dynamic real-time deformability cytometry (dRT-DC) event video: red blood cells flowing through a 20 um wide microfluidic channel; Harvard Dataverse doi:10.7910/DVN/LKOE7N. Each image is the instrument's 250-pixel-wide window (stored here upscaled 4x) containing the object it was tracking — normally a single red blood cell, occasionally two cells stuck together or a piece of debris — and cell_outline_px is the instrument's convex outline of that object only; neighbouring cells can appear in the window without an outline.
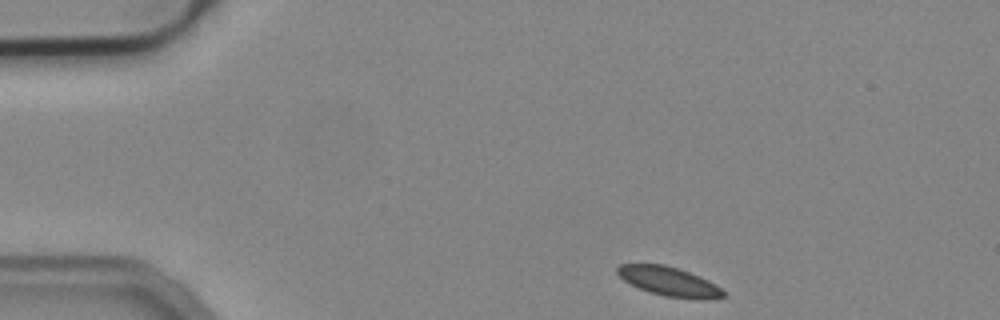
{"species": "common noctule bat (a hibernating species)", "species_latin": "Nyctalus noctula", "temperature_condition": "cold", "stored_images_in_passage": 46, "camera_frame_rate_fps": 3000, "um_per_image_px": 0.085, "animal": {"sex": "male", "body_mass_g": 19.2, "forearm_length_mm": 51.8}, "frame": {"image": 1, "passage_image": 1, "time_ms": 0.0, "image_size_px": [1000, 320], "cell_outline_px": [[728, 296], [712, 300], [696, 300], [664, 296], [648, 292], [624, 280], [616, 272], [616, 268], [620, 264], [664, 264], [700, 276], [708, 280], [720, 288]], "centroid_in_image_um": [56.92, 23.95], "position_along_channel_um": 28.1, "area_um2": 18.15}}
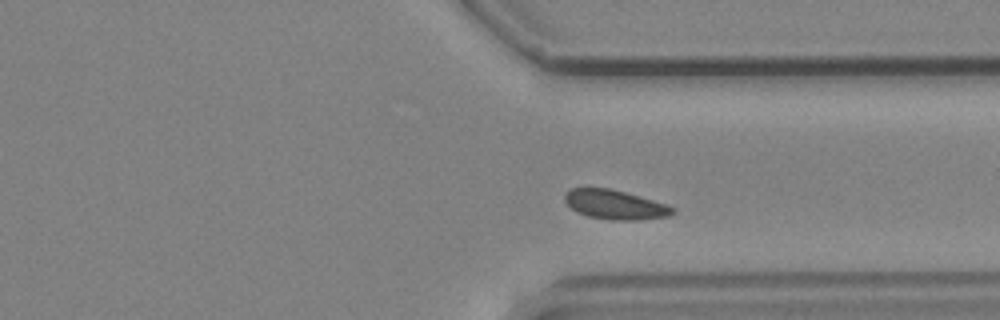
{"frame": {"image": 2, "passage_image": 33, "time_ms": 10.667, "image_size_px": [1000, 320], "cell_outline_px": [[676, 212], [668, 216], [640, 220], [612, 220], [588, 216], [576, 212], [564, 200], [564, 196], [572, 188], [608, 188], [624, 192], [652, 200], [676, 208]], "centroid_in_image_um": [52.29, 17.41], "position_along_channel_um": 359.1, "area_um2": 18.21}}
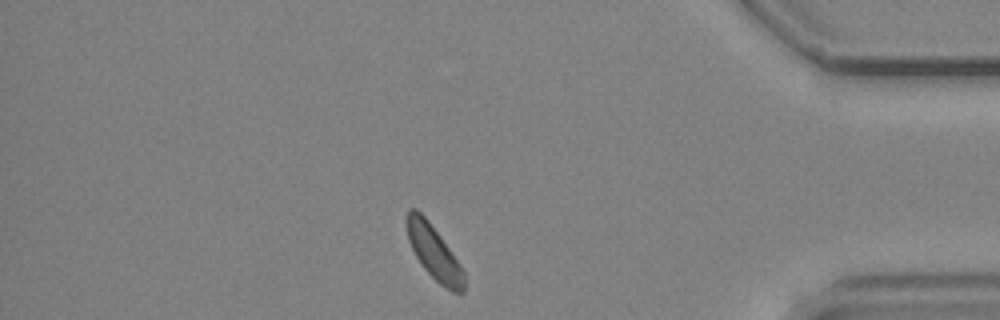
{"frame": {"image": 3, "passage_image": 39, "time_ms": 12.667, "image_size_px": [1000, 320], "cell_outline_px": [[464, 292], [460, 296], [444, 288], [424, 268], [416, 256], [408, 240], [404, 220], [408, 208], [416, 208], [428, 220], [440, 236], [460, 264], [464, 272]], "centroid_in_image_um": [36.87, 21.45], "position_along_channel_um": 398.3, "area_um2": 18.15}}